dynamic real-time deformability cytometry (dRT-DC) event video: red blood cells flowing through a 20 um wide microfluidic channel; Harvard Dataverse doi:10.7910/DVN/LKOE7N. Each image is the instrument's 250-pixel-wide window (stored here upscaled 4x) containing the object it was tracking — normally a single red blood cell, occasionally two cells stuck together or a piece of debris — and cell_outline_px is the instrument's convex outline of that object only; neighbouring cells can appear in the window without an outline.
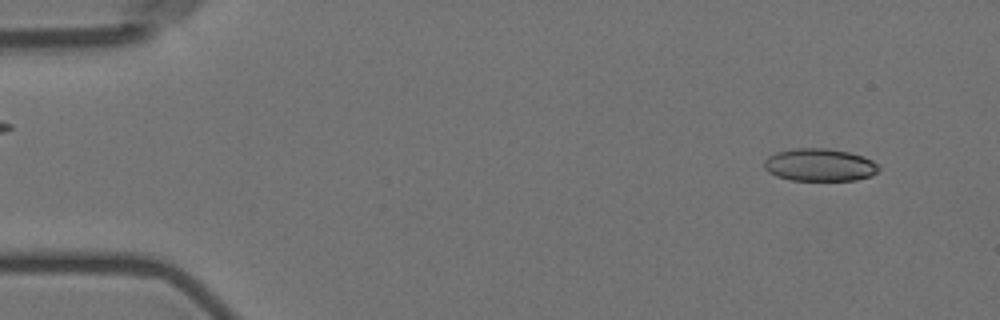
{"species": "Egyptian fruit bat (a non-hibernating species)", "species_latin": "Rousettus aegyptiacus", "temperature_condition": "room temperature", "stored_images_in_passage": 14, "camera_frame_rate_fps": 3000, "um_per_image_px": 0.085, "animal": {"sex": "female"}, "frame": {"image": 1, "passage_image": 1, "time_ms": 0.0, "image_size_px": [1000, 320], "cell_outline_px": [[880, 168], [872, 176], [856, 180], [792, 180], [776, 176], [768, 172], [764, 168], [764, 160], [768, 156], [776, 152], [792, 148], [828, 148], [848, 152], [864, 156], [872, 160]], "centroid_in_image_um": [69.65, 14.01], "position_along_channel_um": 15.3, "area_um2": 21.91}}
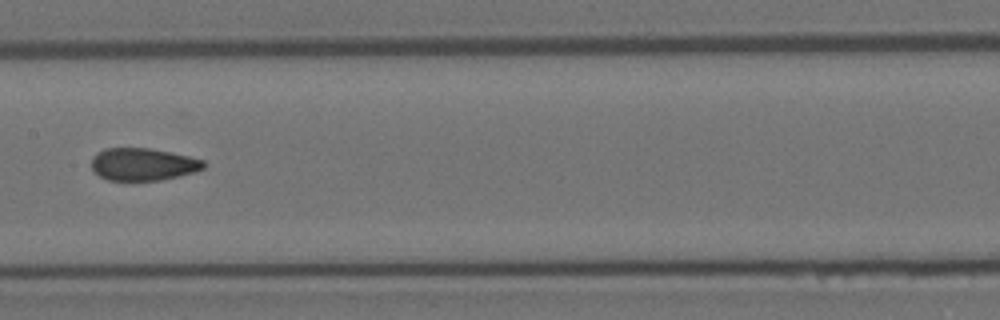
{"frame": {"image": 2, "passage_image": 7, "time_ms": 8.0, "image_size_px": [1000, 320], "cell_outline_px": [[208, 164], [204, 168], [192, 172], [160, 180], [108, 180], [100, 176], [92, 168], [92, 156], [96, 152], [104, 148], [148, 148], [188, 156], [204, 160]], "centroid_in_image_um": [12.14, 13.95], "position_along_channel_um": 195.3, "area_um2": 21.04}}
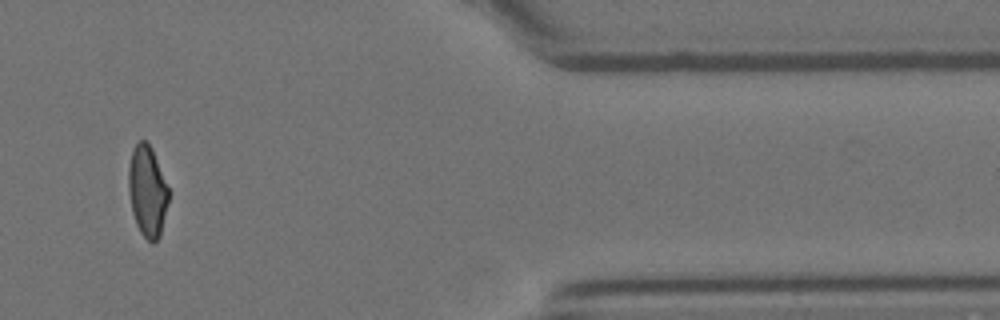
{"frame": {"image": 3, "passage_image": 12, "time_ms": 14.667, "image_size_px": [1000, 320], "cell_outline_px": [[168, 200], [160, 236], [152, 244], [140, 232], [136, 224], [132, 212], [128, 188], [128, 168], [132, 148], [140, 140], [144, 140], [152, 148], [168, 188]], "centroid_in_image_um": [12.5, 16.24], "position_along_channel_um": 398.9, "area_um2": 21.1}, "authors_computed_cell_mechanics": {"area_um2": 21.7039, "velocity_mm_per_s": 3.5926, "shape_relaxation_time_tau1_ms": 7.3045, "shape_relaxation_time_tau2_ms": 0.1147, "deformation_change_tau1": 0.1988, "deformation_change_tau2": 0.0514}}